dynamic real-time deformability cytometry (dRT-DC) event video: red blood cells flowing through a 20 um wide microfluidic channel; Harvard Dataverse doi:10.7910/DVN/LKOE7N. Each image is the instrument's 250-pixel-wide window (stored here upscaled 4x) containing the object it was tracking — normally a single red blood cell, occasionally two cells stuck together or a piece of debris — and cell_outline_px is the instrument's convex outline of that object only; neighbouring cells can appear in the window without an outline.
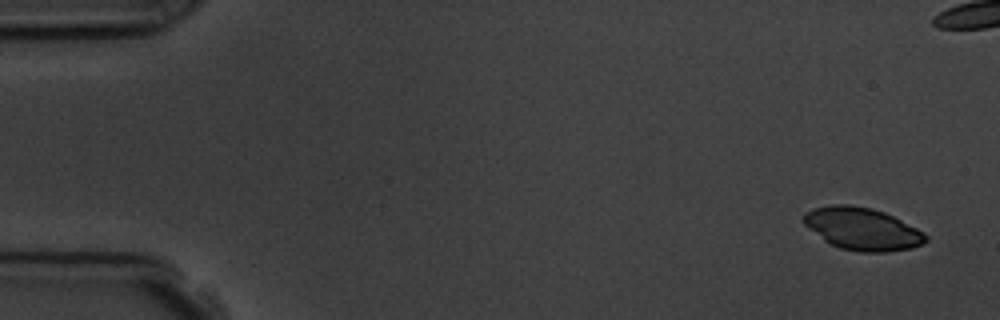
{"species": "common noctule bat (a hibernating species)", "species_latin": "Nyctalus noctula", "temperature_condition": "room temperature", "stored_images_in_passage": 5, "camera_frame_rate_fps": 3000, "um_per_image_px": 0.085, "animal": {"sex": "male", "body_mass_g": 19.5, "forearm_length_mm": 54.6}, "frame": {"image": 1, "passage_image": 1, "time_ms": 0.0, "image_size_px": [1000, 320], "cell_outline_px": [[928, 240], [912, 248], [888, 252], [860, 252], [840, 248], [824, 240], [804, 224], [800, 220], [804, 212], [812, 208], [832, 204], [848, 204], [872, 208], [884, 212], [924, 232], [928, 236]], "centroid_in_image_um": [73.26, 19.44], "position_along_channel_um": 11.7, "area_um2": 30.23}}